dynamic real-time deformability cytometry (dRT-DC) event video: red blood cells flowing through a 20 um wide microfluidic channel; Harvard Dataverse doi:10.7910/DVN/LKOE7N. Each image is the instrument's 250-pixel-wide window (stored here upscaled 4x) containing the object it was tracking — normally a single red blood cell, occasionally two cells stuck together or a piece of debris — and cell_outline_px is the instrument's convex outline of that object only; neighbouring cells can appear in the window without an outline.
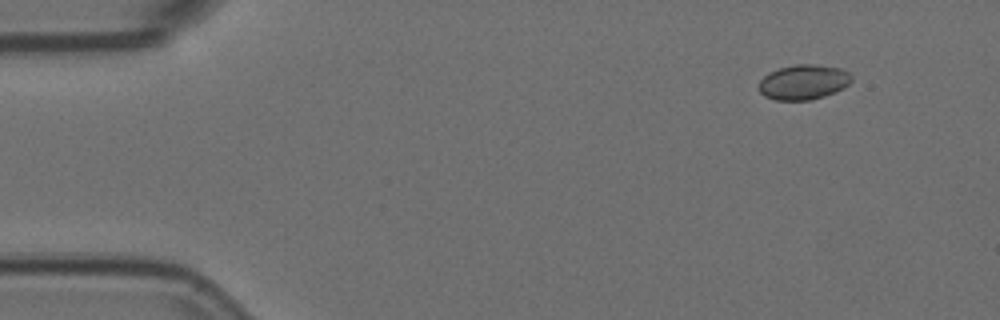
{"species": "Egyptian fruit bat (a non-hibernating species)", "species_latin": "Rousettus aegyptiacus", "temperature_condition": "room temperature", "stored_images_in_passage": 4, "camera_frame_rate_fps": 3000, "um_per_image_px": 0.085, "animal": {"sex": "female"}, "frame": {"image": 1, "passage_image": 1, "time_ms": 0.0, "image_size_px": [1000, 320], "cell_outline_px": [[852, 80], [844, 88], [836, 92], [812, 100], [776, 100], [764, 96], [756, 88], [760, 80], [768, 72], [780, 68], [796, 64], [816, 64], [840, 68], [848, 72], [852, 76]], "centroid_in_image_um": [68.28, 6.98], "position_along_channel_um": 16.7, "area_um2": 19.13}}
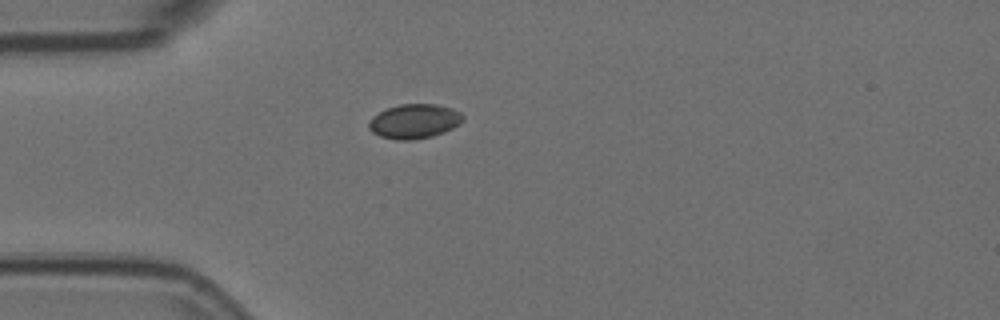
{"frame": {"image": 2, "passage_image": 4, "time_ms": 1.0, "image_size_px": [1000, 320], "cell_outline_px": [[464, 120], [460, 124], [444, 132], [432, 136], [412, 140], [396, 140], [380, 136], [372, 132], [368, 128], [368, 124], [372, 116], [388, 108], [400, 104], [436, 104], [452, 108], [460, 112], [464, 116]], "centroid_in_image_um": [35.23, 10.31], "position_along_channel_um": 49.8, "area_um2": 18.96}}